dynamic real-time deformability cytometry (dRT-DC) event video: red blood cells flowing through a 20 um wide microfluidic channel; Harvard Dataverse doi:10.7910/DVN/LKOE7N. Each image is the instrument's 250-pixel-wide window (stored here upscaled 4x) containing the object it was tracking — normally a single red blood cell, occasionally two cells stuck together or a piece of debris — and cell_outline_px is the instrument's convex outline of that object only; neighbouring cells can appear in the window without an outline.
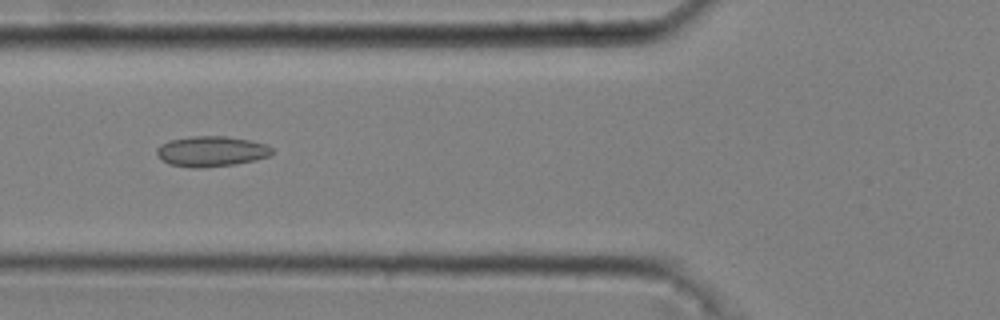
{"species": "common noctule bat (a hibernating species)", "species_latin": "Nyctalus noctula", "temperature_condition": "cold", "stored_images_in_passage": 42, "camera_frame_rate_fps": 3000, "um_per_image_px": 0.085, "animal": {"sex": "male", "body_mass_g": 20.4}, "frame": {"image": 1, "passage_image": 11, "time_ms": 3.333, "image_size_px": [1000, 320], "cell_outline_px": [[272, 152], [268, 156], [256, 160], [236, 164], [204, 168], [192, 168], [168, 164], [156, 156], [156, 148], [160, 144], [172, 140], [192, 136], [224, 136], [248, 140], [264, 144], [272, 148]], "centroid_in_image_um": [17.91, 12.88], "position_along_channel_um": 107.9, "area_um2": 20.46}}
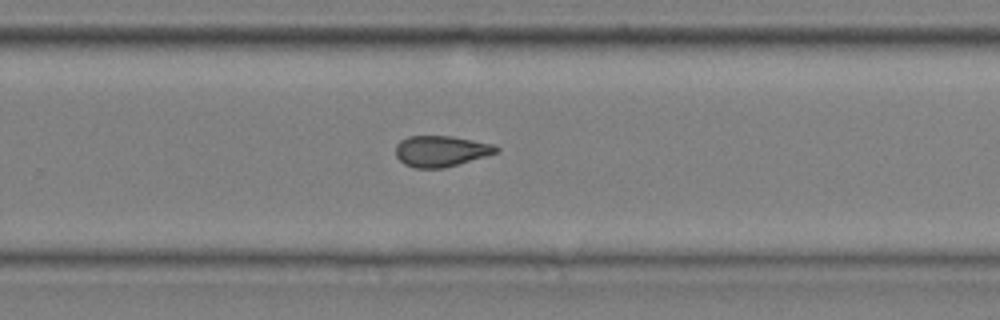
{"frame": {"image": 2, "passage_image": 26, "time_ms": 8.333, "image_size_px": [1000, 320], "cell_outline_px": [[500, 152], [444, 168], [416, 168], [404, 164], [396, 156], [396, 144], [400, 140], [408, 136], [452, 136], [496, 144], [500, 148]], "centroid_in_image_um": [37.52, 12.83], "position_along_channel_um": 292.3, "area_um2": 18.32}}
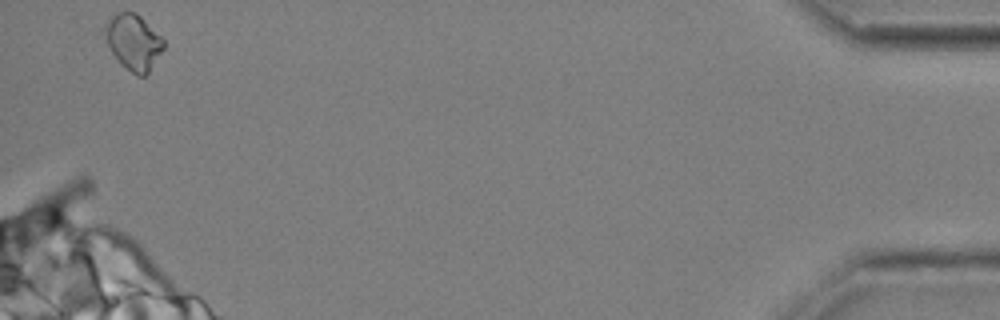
{"frame": {"image": 3, "passage_image": 42, "time_ms": 13.667, "image_size_px": [1000, 320], "cell_outline_px": [[164, 48], [148, 72], [144, 76], [136, 76], [112, 52], [104, 36], [104, 28], [112, 16], [116, 12], [136, 12], [164, 40]], "centroid_in_image_um": [11.35, 3.55], "position_along_channel_um": 423.9, "area_um2": 18.44}, "authors_computed_cell_mechanics": {"area_um2": 18.6116, "velocity_mm_per_s": 3.7032, "shape_relaxation_time_tau1_ms": 8.6876, "shape_relaxation_time_tau2_ms": 3.267, "deformation_change_tau1": 0.0998, "deformation_change_tau2": 0.1126}}